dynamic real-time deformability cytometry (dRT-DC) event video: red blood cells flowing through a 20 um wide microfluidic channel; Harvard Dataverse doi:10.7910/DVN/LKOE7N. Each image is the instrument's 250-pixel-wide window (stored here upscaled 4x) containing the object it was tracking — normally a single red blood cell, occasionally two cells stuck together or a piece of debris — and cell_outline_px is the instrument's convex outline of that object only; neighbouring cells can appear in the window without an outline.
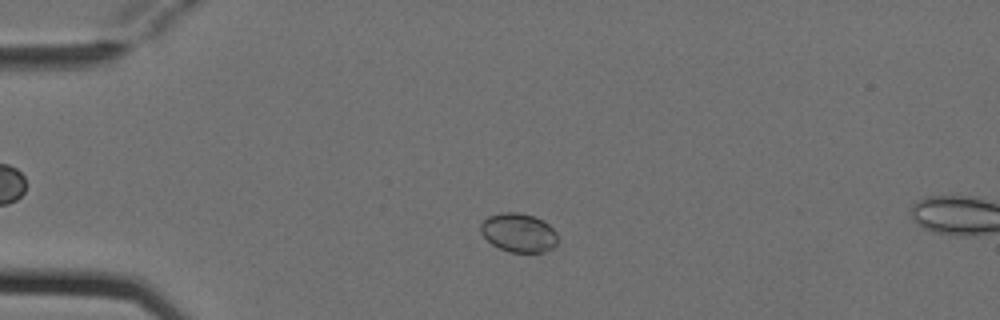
{"species": "Egyptian fruit bat (a non-hibernating species)", "species_latin": "Rousettus aegyptiacus", "temperature_condition": "cold", "stored_images_in_passage": 2, "camera_frame_rate_fps": 3000, "um_per_image_px": 0.085, "animal": {"sex": "female"}, "frame": {"image": 1, "passage_image": 1, "time_ms": 0.0, "image_size_px": [1000, 320], "cell_outline_px": [[556, 244], [552, 248], [544, 252], [508, 252], [492, 244], [480, 232], [480, 224], [488, 216], [500, 212], [520, 212], [544, 220], [556, 232]], "centroid_in_image_um": [44.07, 19.77], "position_along_channel_um": 40.9, "area_um2": 17.46}}